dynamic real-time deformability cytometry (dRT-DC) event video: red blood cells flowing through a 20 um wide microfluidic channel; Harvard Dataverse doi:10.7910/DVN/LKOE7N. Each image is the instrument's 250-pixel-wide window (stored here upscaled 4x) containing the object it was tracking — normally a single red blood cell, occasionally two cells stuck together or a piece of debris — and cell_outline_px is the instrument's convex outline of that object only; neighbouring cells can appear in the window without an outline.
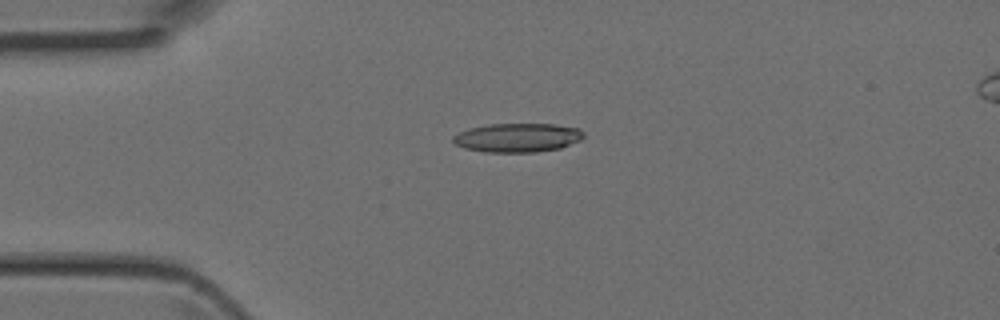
{"species": "Egyptian fruit bat (a non-hibernating species)", "species_latin": "Rousettus aegyptiacus", "temperature_condition": "room temperature", "stored_images_in_passage": 4, "camera_frame_rate_fps": 3000, "um_per_image_px": 0.085, "animal": {"sex": "female"}, "frame": {"image": 1, "passage_image": 2, "time_ms": 0.333, "image_size_px": [1000, 320], "cell_outline_px": [[584, 136], [580, 140], [560, 148], [536, 152], [484, 152], [464, 148], [456, 144], [452, 140], [452, 136], [468, 128], [488, 124], [552, 124], [580, 128], [584, 132]], "centroid_in_image_um": [43.98, 11.7], "position_along_channel_um": 41.0, "area_um2": 22.08}}
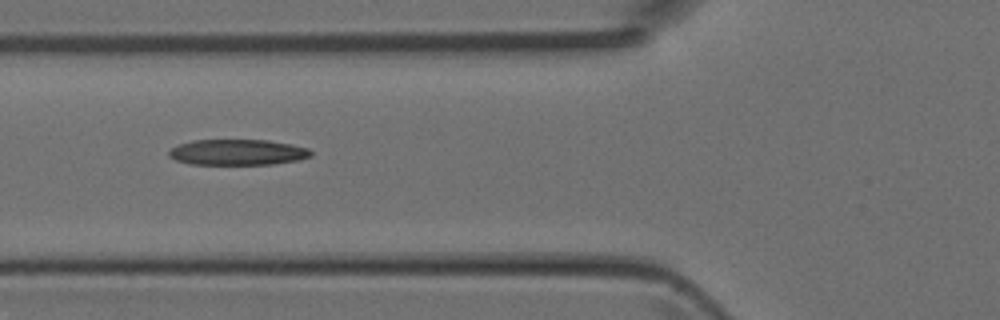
{"frame": {"image": 2, "passage_image": 4, "time_ms": 1.0, "image_size_px": [1000, 320], "cell_outline_px": [[312, 156], [300, 160], [272, 164], [188, 164], [176, 160], [168, 156], [168, 152], [172, 148], [180, 144], [192, 140], [268, 140], [308, 148], [312, 152]], "centroid_in_image_um": [20.19, 12.94], "position_along_channel_um": 105.6, "area_um2": 21.27}}